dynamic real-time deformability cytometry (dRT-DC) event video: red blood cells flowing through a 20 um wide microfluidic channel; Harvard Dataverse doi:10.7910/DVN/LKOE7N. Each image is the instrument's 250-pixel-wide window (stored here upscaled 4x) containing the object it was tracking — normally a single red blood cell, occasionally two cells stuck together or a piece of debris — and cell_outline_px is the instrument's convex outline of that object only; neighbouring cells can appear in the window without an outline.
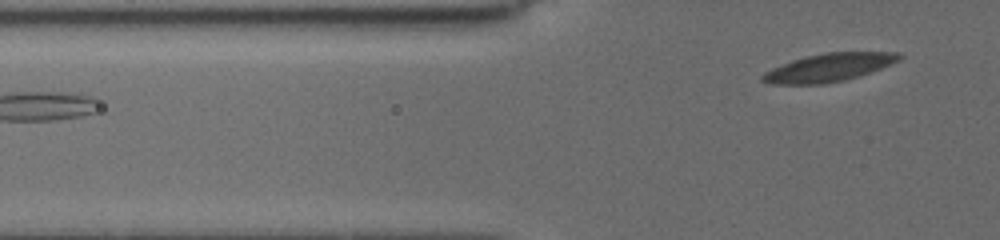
{"species": "common noctule bat (a hibernating species)", "species_latin": "Nyctalus noctula", "temperature_condition": "cold", "stored_images_in_passage": 3, "segment_of_instrument_passage": [2, 2], "camera_frame_rate_fps": 3000, "um_per_image_px": 0.085, "animal": {"sex": "female", "body_mass_g": 19.5, "forearm_length_mm": 54.1}, "frame": {"image": 1, "passage_image": 3, "time_ms": 1.667, "image_size_px": [1000, 240], "cell_outline_px": [[904, 56], [900, 60], [880, 68], [844, 80], [824, 84], [768, 84], [760, 80], [760, 76], [764, 72], [772, 68], [792, 60], [804, 56], [824, 52], [900, 52]], "centroid_in_image_um": [70.4, 5.73], "position_along_channel_um": 55.4, "area_um2": 22.37}}